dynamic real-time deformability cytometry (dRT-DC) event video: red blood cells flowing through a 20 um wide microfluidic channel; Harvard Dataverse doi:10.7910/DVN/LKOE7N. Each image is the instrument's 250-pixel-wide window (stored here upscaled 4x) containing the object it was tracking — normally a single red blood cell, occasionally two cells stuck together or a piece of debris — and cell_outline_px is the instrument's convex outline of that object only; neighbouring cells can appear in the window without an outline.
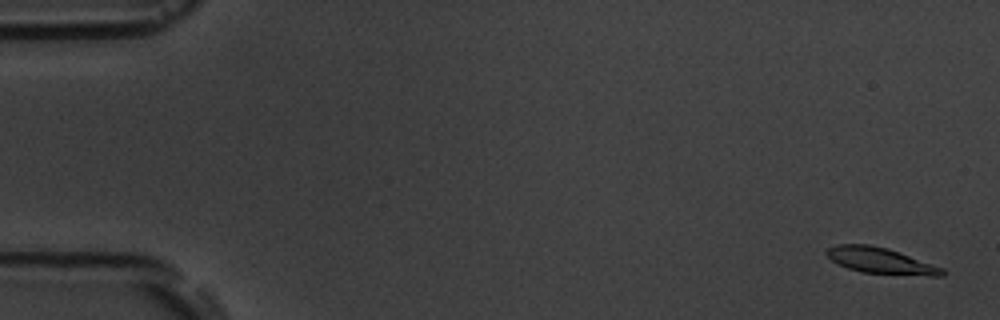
{"species": "common noctule bat (a hibernating species)", "species_latin": "Nyctalus noctula", "temperature_condition": "room temperature", "stored_images_in_passage": 16, "camera_frame_rate_fps": 3000, "um_per_image_px": 0.085, "animal": {"sex": "male", "body_mass_g": 19.5, "forearm_length_mm": 54.6}, "frame": {"image": 1, "passage_image": 1, "time_ms": 0.0, "image_size_px": [1000, 320], "cell_outline_px": [[944, 276], [928, 276], [860, 272], [848, 268], [832, 260], [824, 252], [828, 248], [836, 244], [868, 244], [888, 248], [944, 268]], "centroid_in_image_um": [74.86, 22.15], "position_along_channel_um": 10.1, "area_um2": 17.46}}
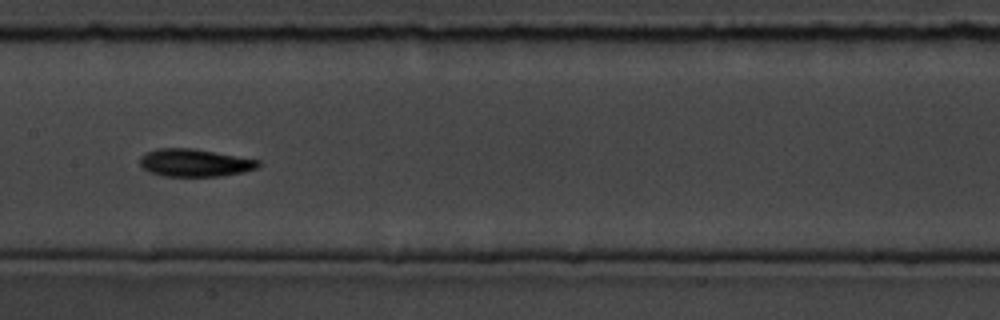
{"frame": {"image": 2, "passage_image": 8, "time_ms": 9.0, "image_size_px": [1000, 320], "cell_outline_px": [[260, 164], [256, 168], [244, 172], [224, 176], [164, 176], [148, 172], [140, 164], [140, 156], [156, 148], [196, 148], [260, 160]], "centroid_in_image_um": [16.56, 13.83], "position_along_channel_um": 190.8, "area_um2": 19.25}}
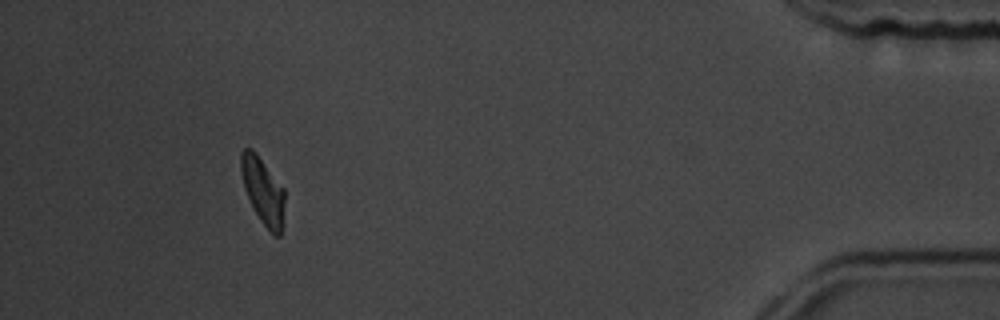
{"frame": {"image": 3, "passage_image": 14, "time_ms": 17.0, "image_size_px": [1000, 320], "cell_outline_px": [[284, 224], [280, 236], [272, 236], [260, 220], [252, 208], [244, 188], [240, 172], [240, 152], [244, 148], [252, 148], [256, 152], [284, 188]], "centroid_in_image_um": [22.35, 16.25], "position_along_channel_um": 412.9, "area_um2": 17.46}, "authors_computed_cell_mechanics": {"area_um2": 18.3226, "velocity_mm_per_s": 3.5553, "shape_relaxation_time_tau1_ms": 4.1306, "shape_relaxation_time_tau2_ms": null, "deformation_change_tau1": 0.1273, "deformation_change_tau2": null}}